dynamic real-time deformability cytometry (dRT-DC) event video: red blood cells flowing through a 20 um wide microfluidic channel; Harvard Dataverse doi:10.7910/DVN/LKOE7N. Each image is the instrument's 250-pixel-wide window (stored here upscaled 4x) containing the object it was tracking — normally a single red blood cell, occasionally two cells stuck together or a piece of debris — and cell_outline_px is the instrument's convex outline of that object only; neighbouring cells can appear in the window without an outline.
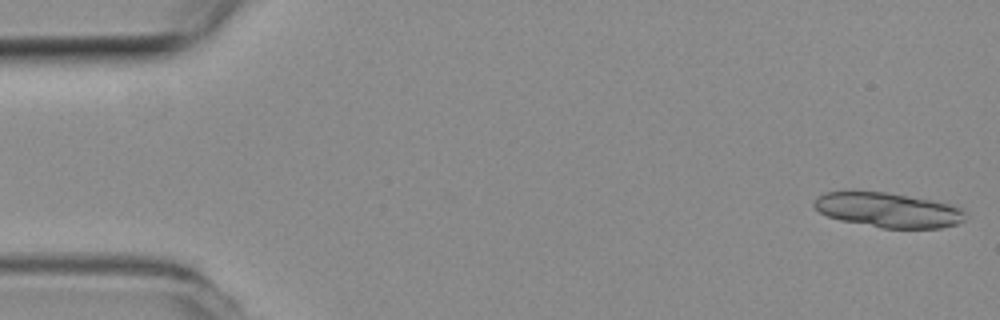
{"species": "common noctule bat (a hibernating species)", "species_latin": "Nyctalus noctula", "temperature_condition": "room temperature", "stored_images_in_passage": 14, "camera_frame_rate_fps": 3000, "um_per_image_px": 0.085, "animal": {"sex": "female", "body_mass_g": 19.3, "forearm_length_mm": 54.1}, "frame": {"image": 1, "passage_image": 1, "time_ms": 0.0, "image_size_px": [1000, 320], "cell_outline_px": [[964, 220], [956, 224], [940, 228], [880, 228], [840, 220], [828, 216], [820, 212], [812, 204], [816, 196], [824, 192], [884, 192], [908, 196], [948, 204], [964, 208]], "centroid_in_image_um": [75.46, 17.86], "position_along_channel_um": 9.5, "area_um2": 30.35}}